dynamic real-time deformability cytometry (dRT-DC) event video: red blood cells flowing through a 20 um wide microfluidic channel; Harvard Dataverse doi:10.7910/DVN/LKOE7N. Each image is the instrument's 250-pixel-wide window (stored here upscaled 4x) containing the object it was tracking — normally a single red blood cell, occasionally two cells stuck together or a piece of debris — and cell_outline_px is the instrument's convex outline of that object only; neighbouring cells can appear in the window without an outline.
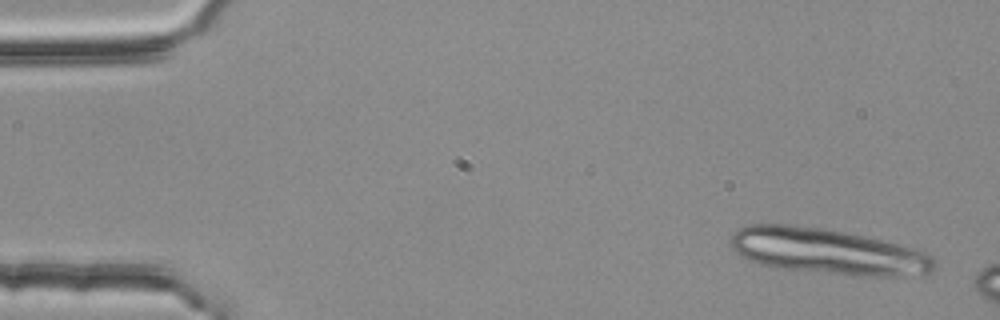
{"species": "common noctule bat (a hibernating species)", "species_latin": "Nyctalus noctula", "temperature_condition": "room temperature", "stored_images_in_passage": 9, "camera_frame_rate_fps": 3000, "um_per_image_px": 0.085, "animal": {"sex": "female", "body_mass_g": 25.1}, "frame": {"image": 1, "passage_image": 1, "time_ms": 0.0, "image_size_px": [1000, 320], "cell_outline_px": [[936, 268], [928, 272], [904, 276], [852, 276], [784, 268], [760, 264], [740, 256], [732, 248], [732, 236], [740, 228], [748, 224], [788, 224], [824, 228], [864, 236], [912, 248], [924, 252], [932, 256], [936, 260]], "centroid_in_image_um": [70.36, 21.37], "position_along_channel_um": 14.6, "area_um2": 53.93}}